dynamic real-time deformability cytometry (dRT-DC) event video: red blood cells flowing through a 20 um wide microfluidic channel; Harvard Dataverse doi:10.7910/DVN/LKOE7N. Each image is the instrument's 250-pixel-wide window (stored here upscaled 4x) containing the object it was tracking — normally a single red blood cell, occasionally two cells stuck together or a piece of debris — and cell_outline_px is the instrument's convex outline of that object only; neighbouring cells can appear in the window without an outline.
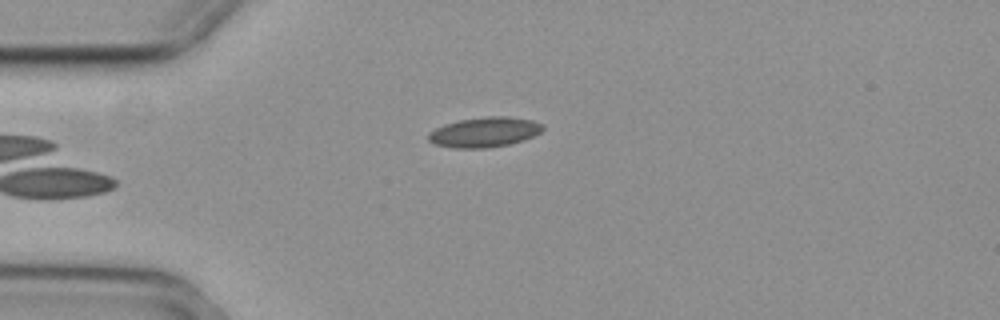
{"species": "common noctule bat (a hibernating species)", "species_latin": "Nyctalus noctula", "temperature_condition": "cold", "stored_images_in_passage": 34, "camera_frame_rate_fps": 3000, "um_per_image_px": 0.085, "animal": {"sex": "female", "body_mass_g": 29.2, "forearm_length_mm": 56.3}, "frame": {"image": 1, "passage_image": 1, "time_ms": 0.0, "image_size_px": [1000, 320], "cell_outline_px": [[544, 128], [540, 132], [524, 140], [508, 144], [488, 148], [452, 148], [436, 144], [428, 140], [428, 132], [444, 124], [460, 120], [488, 116], [508, 116], [532, 120], [544, 124]], "centroid_in_image_um": [41.18, 11.23], "position_along_channel_um": 43.8, "area_um2": 20.0}}
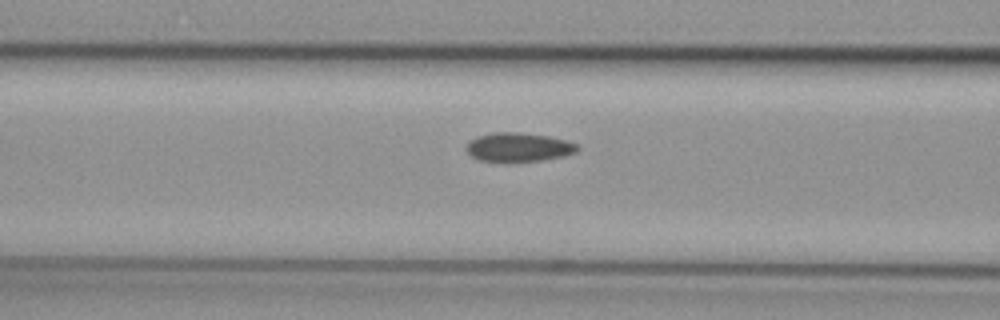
{"frame": {"image": 2, "passage_image": 9, "time_ms": 2.667, "image_size_px": [1000, 320], "cell_outline_px": [[580, 148], [576, 152], [564, 156], [540, 160], [508, 164], [476, 160], [464, 148], [468, 140], [476, 136], [496, 132], [520, 132], [548, 136], [564, 140], [576, 144]], "centroid_in_image_um": [43.99, 12.54], "position_along_channel_um": 122.6, "area_um2": 19.36}}
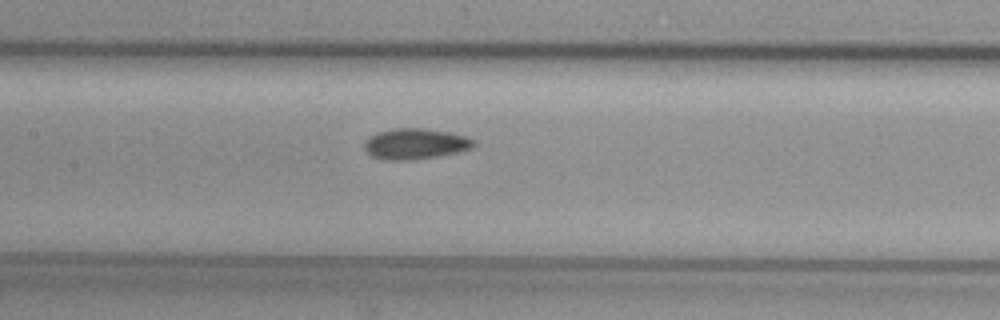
{"frame": {"image": 3, "passage_image": 13, "time_ms": 4.0, "image_size_px": [1000, 320], "cell_outline_px": [[476, 144], [472, 148], [456, 152], [436, 156], [408, 160], [384, 160], [372, 156], [364, 148], [364, 144], [368, 136], [376, 132], [392, 128], [424, 128], [448, 132], [464, 136], [476, 140]], "centroid_in_image_um": [35.27, 12.21], "position_along_channel_um": 172.1, "area_um2": 19.59}, "authors_computed_cell_mechanics": {"area_um2": 18.9006, "velocity_mm_per_s": 3.7087, "shape_relaxation_time_tau1_ms": null, "shape_relaxation_time_tau2_ms": 3.1381, "deformation_change_tau1": null, "deformation_change_tau2": 0.0781}}